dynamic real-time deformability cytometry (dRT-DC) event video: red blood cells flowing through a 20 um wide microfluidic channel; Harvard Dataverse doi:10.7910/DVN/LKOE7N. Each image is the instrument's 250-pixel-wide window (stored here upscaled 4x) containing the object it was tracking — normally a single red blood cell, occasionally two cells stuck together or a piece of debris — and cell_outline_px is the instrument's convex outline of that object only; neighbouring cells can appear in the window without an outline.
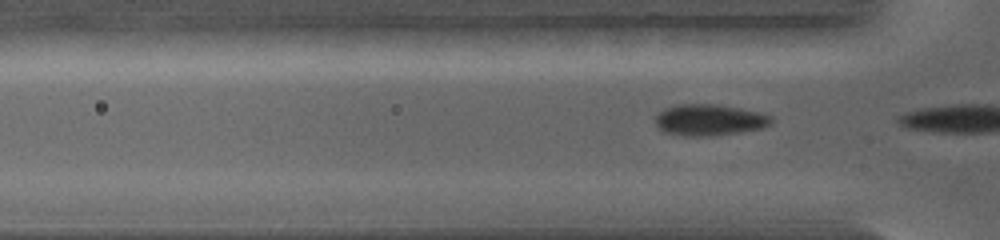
{"species": "common noctule bat (a hibernating species)", "species_latin": "Nyctalus noctula", "temperature_condition": "warm", "stored_images_in_passage": 4, "camera_frame_rate_fps": 5000, "um_per_image_px": 0.085, "animal": {"sex": "female", "body_mass_g": 19.0, "forearm_length_mm": 56.7}, "frame": {"image": 1, "passage_image": 3, "time_ms": 0.4, "image_size_px": [1000, 240], "cell_outline_px": [[772, 124], [764, 128], [740, 132], [708, 136], [684, 136], [664, 132], [656, 124], [656, 116], [664, 108], [676, 104], [716, 104], [740, 108], [772, 116]], "centroid_in_image_um": [60.3, 10.19], "position_along_channel_um": 65.5, "area_um2": 21.15}}